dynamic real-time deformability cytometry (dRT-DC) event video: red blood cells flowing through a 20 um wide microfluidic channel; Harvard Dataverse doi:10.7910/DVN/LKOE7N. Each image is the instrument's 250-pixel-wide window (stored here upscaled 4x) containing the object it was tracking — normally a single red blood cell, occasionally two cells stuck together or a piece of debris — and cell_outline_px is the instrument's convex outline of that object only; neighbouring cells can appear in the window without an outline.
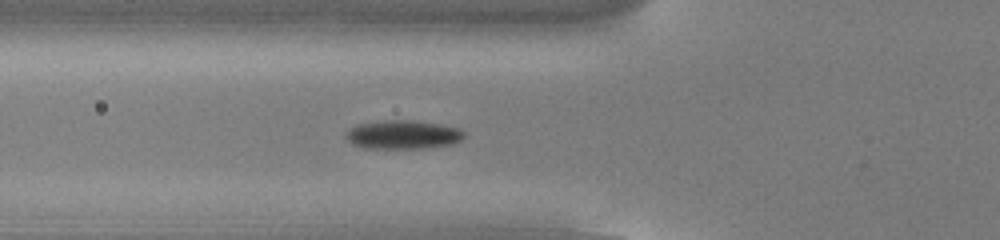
{"species": "common noctule bat (a hibernating species)", "species_latin": "Nyctalus noctula", "temperature_condition": "cold", "stored_images_in_passage": 36, "camera_frame_rate_fps": 3000, "um_per_image_px": 0.085, "animal": {"sex": "male", "body_mass_g": 13.0, "forearm_length_mm": 53.1}, "frame": {"image": 1, "passage_image": 2, "time_ms": 0.333, "image_size_px": [1000, 240], "cell_outline_px": [[464, 136], [460, 140], [452, 144], [424, 148], [364, 148], [352, 144], [344, 136], [344, 132], [348, 128], [360, 124], [384, 120], [412, 120], [440, 124], [456, 128], [464, 132]], "centroid_in_image_um": [34.19, 11.44], "position_along_channel_um": 91.6, "area_um2": 19.77}}
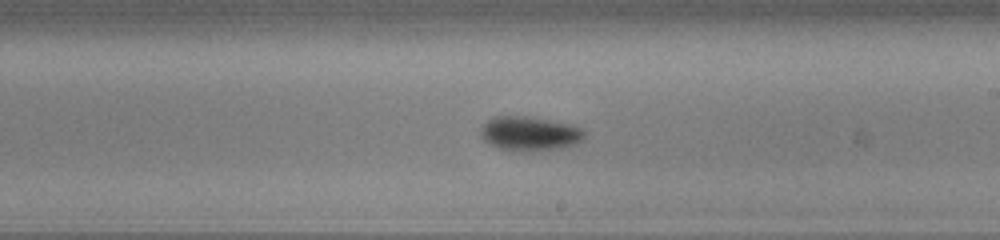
{"frame": {"image": 2, "passage_image": 14, "time_ms": 4.333, "image_size_px": [1000, 240], "cell_outline_px": [[588, 132], [584, 140], [576, 144], [560, 148], [532, 152], [520, 152], [500, 148], [488, 144], [480, 136], [480, 128], [492, 116], [524, 116], [548, 120], [568, 124], [584, 128]], "centroid_in_image_um": [45.05, 11.37], "position_along_channel_um": 244.0, "area_um2": 21.15}}
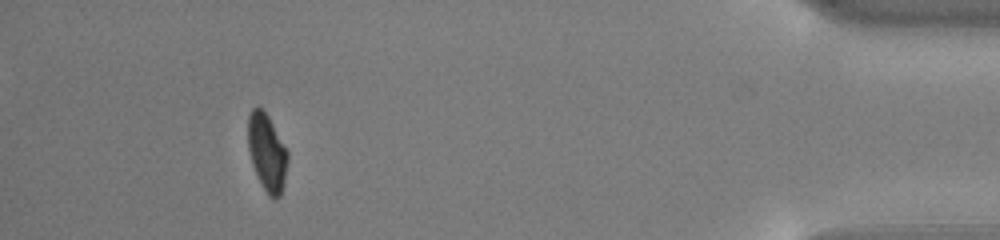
{"frame": {"image": 3, "passage_image": 32, "time_ms": 10.333, "image_size_px": [1000, 240], "cell_outline_px": [[288, 160], [284, 184], [280, 196], [276, 200], [268, 196], [252, 164], [248, 148], [248, 116], [252, 108], [256, 104], [268, 116], [288, 152]], "centroid_in_image_um": [22.69, 12.96], "position_along_channel_um": 412.5, "area_um2": 17.74}}